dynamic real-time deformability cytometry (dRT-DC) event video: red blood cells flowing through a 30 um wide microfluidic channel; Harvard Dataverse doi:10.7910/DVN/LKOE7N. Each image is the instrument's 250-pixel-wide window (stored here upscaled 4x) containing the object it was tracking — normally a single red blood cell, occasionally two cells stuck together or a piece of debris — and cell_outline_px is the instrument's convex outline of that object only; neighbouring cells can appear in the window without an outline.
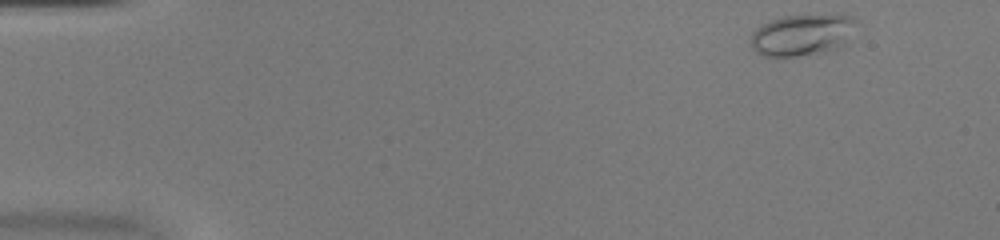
{"species": "common noctule bat (a hibernating species)", "species_latin": "Nyctalus noctula", "temperature_condition": "warm", "stored_images_in_passage": 49, "camera_frame_rate_fps": 3000, "um_per_image_px": 0.085, "animal": {"sex": "female", "body_mass_g": 20.0, "forearm_length_mm": 54.0}, "frame": {"image": 1, "passage_image": 2, "time_ms": 0.333, "image_size_px": [1000, 240], "cell_outline_px": [[856, 20], [844, 40], [828, 52], [776, 60], [764, 56], [756, 52], [752, 48], [752, 32], [760, 24], [784, 16], [840, 12], [852, 16]], "centroid_in_image_um": [68.1, 2.96], "position_along_channel_um": 16.9, "area_um2": 26.07}}
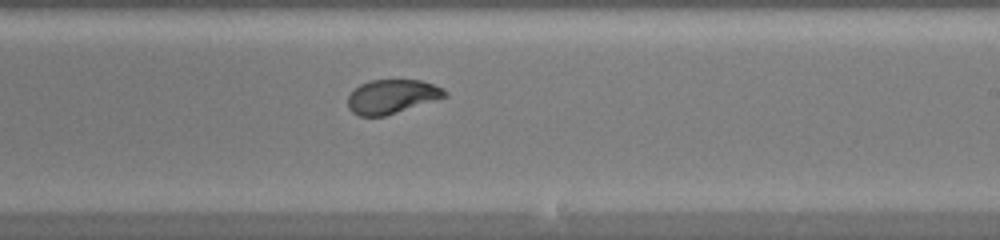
{"frame": {"image": 2, "passage_image": 29, "time_ms": 9.333, "image_size_px": [1000, 240], "cell_outline_px": [[448, 96], [384, 116], [360, 116], [352, 112], [348, 108], [348, 96], [360, 84], [372, 80], [420, 80], [444, 88], [448, 92]], "centroid_in_image_um": [33.32, 8.2], "position_along_channel_um": 255.7, "area_um2": 19.07}}
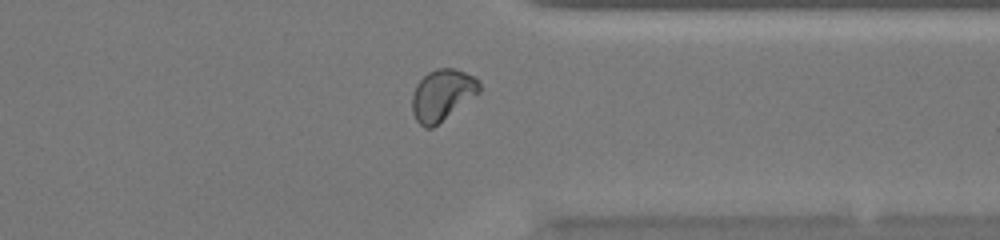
{"frame": {"image": 3, "passage_image": 38, "time_ms": 12.333, "image_size_px": [1000, 240], "cell_outline_px": [[480, 92], [432, 128], [424, 128], [416, 120], [412, 112], [412, 92], [416, 84], [428, 72], [436, 68], [456, 68], [476, 76], [480, 80]], "centroid_in_image_um": [37.59, 8.04], "position_along_channel_um": 373.8, "area_um2": 20.23}, "authors_computed_cell_mechanics": {"area_um2": 19.9988, "velocity_mm_per_s": 4.0, "shape_relaxation_time_tau1_ms": 6.5893, "shape_relaxation_time_tau2_ms": null, "deformation_change_tau1": 0.2151, "deformation_change_tau2": null}}